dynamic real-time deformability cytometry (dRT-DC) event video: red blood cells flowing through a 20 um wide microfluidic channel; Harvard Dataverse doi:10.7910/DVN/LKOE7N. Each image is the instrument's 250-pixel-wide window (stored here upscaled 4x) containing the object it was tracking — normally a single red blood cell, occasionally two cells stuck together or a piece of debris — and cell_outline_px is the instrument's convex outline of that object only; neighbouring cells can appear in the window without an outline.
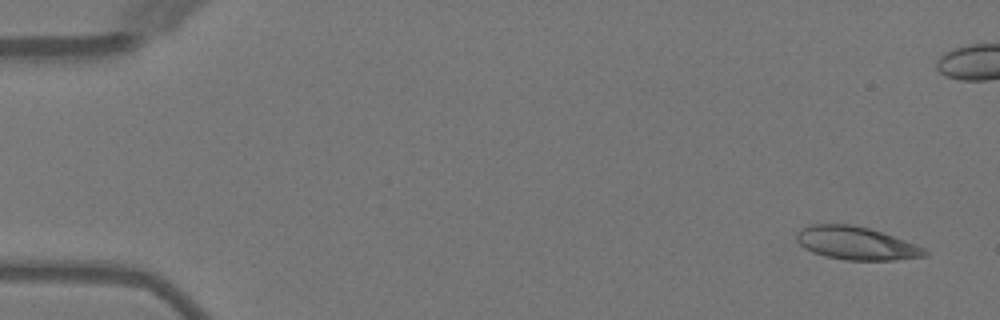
{"species": "Egyptian fruit bat (a non-hibernating species)", "species_latin": "Rousettus aegyptiacus", "temperature_condition": "warm", "stored_images_in_passage": 5, "camera_frame_rate_fps": 3000, "um_per_image_px": 0.085, "animal": {"sex": "female"}, "frame": {"image": 1, "passage_image": 1, "time_ms": 0.0, "image_size_px": [1000, 320], "cell_outline_px": [[928, 256], [892, 260], [844, 260], [824, 256], [812, 252], [804, 248], [796, 240], [796, 232], [808, 224], [852, 224], [868, 228], [916, 244], [924, 248], [928, 252]], "centroid_in_image_um": [72.74, 20.67], "position_along_channel_um": 12.3, "area_um2": 24.74}}